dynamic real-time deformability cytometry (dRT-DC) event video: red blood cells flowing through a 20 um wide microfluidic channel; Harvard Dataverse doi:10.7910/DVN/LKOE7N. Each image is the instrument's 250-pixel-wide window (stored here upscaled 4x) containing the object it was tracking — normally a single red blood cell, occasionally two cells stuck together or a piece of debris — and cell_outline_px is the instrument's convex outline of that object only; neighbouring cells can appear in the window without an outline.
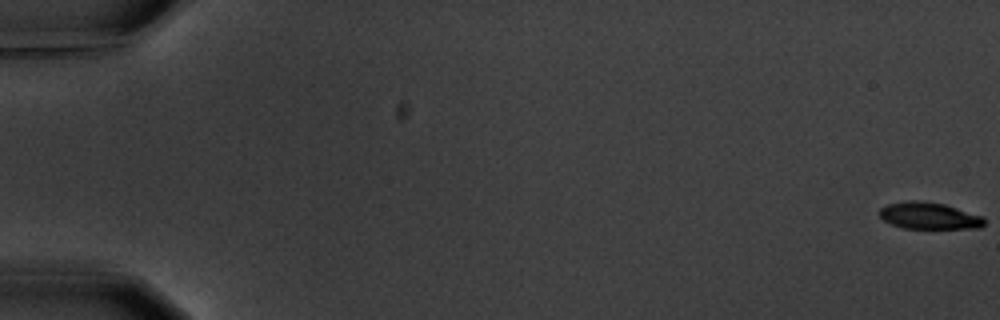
{"species": "common noctule bat (a hibernating species)", "species_latin": "Nyctalus noctula", "temperature_condition": "warm", "stored_images_in_passage": 8, "camera_frame_rate_fps": 3000, "um_per_image_px": 0.085, "animal": {"sex": "male", "body_mass_g": 20.1, "forearm_length_mm": 53.5}, "frame": {"image": 1, "passage_image": 1, "time_ms": 0.0, "image_size_px": [1000, 320], "cell_outline_px": [[984, 224], [980, 228], [904, 228], [892, 224], [884, 220], [880, 216], [880, 208], [888, 204], [912, 200], [920, 200], [944, 204], [984, 216]], "centroid_in_image_um": [79.0, 18.33], "position_along_channel_um": 6.0, "area_um2": 16.24}}
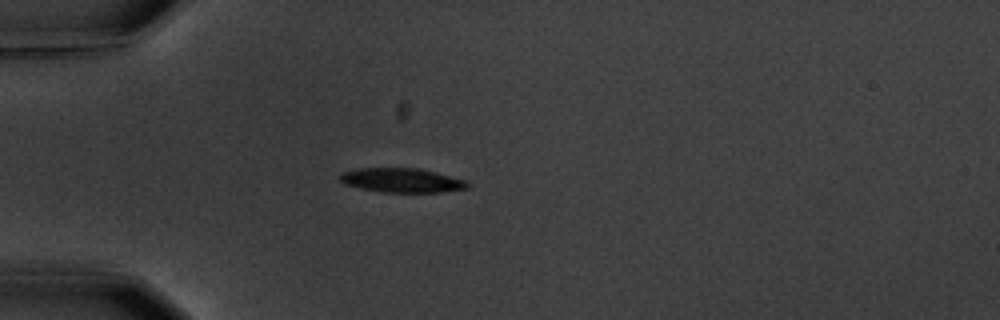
{"frame": {"image": 2, "passage_image": 5, "time_ms": 5.667, "image_size_px": [1000, 320], "cell_outline_px": [[468, 188], [440, 192], [384, 192], [344, 184], [340, 180], [340, 176], [344, 172], [356, 168], [420, 168], [468, 180]], "centroid_in_image_um": [34.2, 15.31], "position_along_channel_um": 50.8, "area_um2": 17.92}}